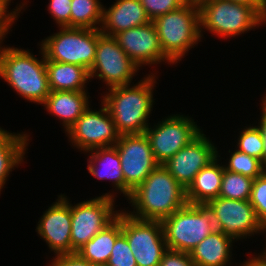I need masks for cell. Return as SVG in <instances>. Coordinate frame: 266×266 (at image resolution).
Here are the masks:
<instances>
[{"instance_id": "1", "label": "cell", "mask_w": 266, "mask_h": 266, "mask_svg": "<svg viewBox=\"0 0 266 266\" xmlns=\"http://www.w3.org/2000/svg\"><path fill=\"white\" fill-rule=\"evenodd\" d=\"M134 207L130 216L140 220L163 221L187 204L186 189L163 166L156 167L131 193Z\"/></svg>"}, {"instance_id": "2", "label": "cell", "mask_w": 266, "mask_h": 266, "mask_svg": "<svg viewBox=\"0 0 266 266\" xmlns=\"http://www.w3.org/2000/svg\"><path fill=\"white\" fill-rule=\"evenodd\" d=\"M156 75L148 74L135 85H122L109 88L102 103L108 109L120 135L141 134L148 123L153 108V90Z\"/></svg>"}, {"instance_id": "3", "label": "cell", "mask_w": 266, "mask_h": 266, "mask_svg": "<svg viewBox=\"0 0 266 266\" xmlns=\"http://www.w3.org/2000/svg\"><path fill=\"white\" fill-rule=\"evenodd\" d=\"M42 59H37L29 50L0 44V78L20 97L30 102L43 104L50 94L46 57L40 46Z\"/></svg>"}, {"instance_id": "4", "label": "cell", "mask_w": 266, "mask_h": 266, "mask_svg": "<svg viewBox=\"0 0 266 266\" xmlns=\"http://www.w3.org/2000/svg\"><path fill=\"white\" fill-rule=\"evenodd\" d=\"M153 23L163 53L173 64L181 61L200 42V11L197 6L184 4L156 18Z\"/></svg>"}, {"instance_id": "5", "label": "cell", "mask_w": 266, "mask_h": 266, "mask_svg": "<svg viewBox=\"0 0 266 266\" xmlns=\"http://www.w3.org/2000/svg\"><path fill=\"white\" fill-rule=\"evenodd\" d=\"M199 11L201 38L203 29L218 37L235 38L266 24V19L254 7L230 0H209L199 7Z\"/></svg>"}, {"instance_id": "6", "label": "cell", "mask_w": 266, "mask_h": 266, "mask_svg": "<svg viewBox=\"0 0 266 266\" xmlns=\"http://www.w3.org/2000/svg\"><path fill=\"white\" fill-rule=\"evenodd\" d=\"M162 225L167 248L187 253L216 229L206 204L187 203L165 218Z\"/></svg>"}, {"instance_id": "7", "label": "cell", "mask_w": 266, "mask_h": 266, "mask_svg": "<svg viewBox=\"0 0 266 266\" xmlns=\"http://www.w3.org/2000/svg\"><path fill=\"white\" fill-rule=\"evenodd\" d=\"M100 29L60 27L59 32L45 38L41 47L48 60L80 65L91 69Z\"/></svg>"}, {"instance_id": "8", "label": "cell", "mask_w": 266, "mask_h": 266, "mask_svg": "<svg viewBox=\"0 0 266 266\" xmlns=\"http://www.w3.org/2000/svg\"><path fill=\"white\" fill-rule=\"evenodd\" d=\"M114 195L108 192L74 206L71 204L72 253L77 252L117 217L119 212L114 211Z\"/></svg>"}, {"instance_id": "9", "label": "cell", "mask_w": 266, "mask_h": 266, "mask_svg": "<svg viewBox=\"0 0 266 266\" xmlns=\"http://www.w3.org/2000/svg\"><path fill=\"white\" fill-rule=\"evenodd\" d=\"M122 234L129 243L137 266H159L168 250L161 221L140 220L122 210Z\"/></svg>"}, {"instance_id": "10", "label": "cell", "mask_w": 266, "mask_h": 266, "mask_svg": "<svg viewBox=\"0 0 266 266\" xmlns=\"http://www.w3.org/2000/svg\"><path fill=\"white\" fill-rule=\"evenodd\" d=\"M150 127V128H149ZM202 130L188 116L173 114L162 122L148 126L145 130L154 157L159 165L164 164L184 146L195 139Z\"/></svg>"}, {"instance_id": "11", "label": "cell", "mask_w": 266, "mask_h": 266, "mask_svg": "<svg viewBox=\"0 0 266 266\" xmlns=\"http://www.w3.org/2000/svg\"><path fill=\"white\" fill-rule=\"evenodd\" d=\"M207 207L212 211L215 228L236 239H245L266 229L259 222L249 200H232L217 197Z\"/></svg>"}, {"instance_id": "12", "label": "cell", "mask_w": 266, "mask_h": 266, "mask_svg": "<svg viewBox=\"0 0 266 266\" xmlns=\"http://www.w3.org/2000/svg\"><path fill=\"white\" fill-rule=\"evenodd\" d=\"M101 105L99 111L88 107L66 131L70 143L83 152L114 146L119 140L120 134L112 116L102 102Z\"/></svg>"}, {"instance_id": "13", "label": "cell", "mask_w": 266, "mask_h": 266, "mask_svg": "<svg viewBox=\"0 0 266 266\" xmlns=\"http://www.w3.org/2000/svg\"><path fill=\"white\" fill-rule=\"evenodd\" d=\"M139 67L128 57L114 37L101 35L96 46L95 60L89 70L90 79L98 77L107 89L129 85Z\"/></svg>"}, {"instance_id": "14", "label": "cell", "mask_w": 266, "mask_h": 266, "mask_svg": "<svg viewBox=\"0 0 266 266\" xmlns=\"http://www.w3.org/2000/svg\"><path fill=\"white\" fill-rule=\"evenodd\" d=\"M114 146L120 155L125 183L132 190L159 166L145 133L120 135Z\"/></svg>"}, {"instance_id": "15", "label": "cell", "mask_w": 266, "mask_h": 266, "mask_svg": "<svg viewBox=\"0 0 266 266\" xmlns=\"http://www.w3.org/2000/svg\"><path fill=\"white\" fill-rule=\"evenodd\" d=\"M213 144L202 131L162 165L187 189L203 167L220 157L217 147Z\"/></svg>"}, {"instance_id": "16", "label": "cell", "mask_w": 266, "mask_h": 266, "mask_svg": "<svg viewBox=\"0 0 266 266\" xmlns=\"http://www.w3.org/2000/svg\"><path fill=\"white\" fill-rule=\"evenodd\" d=\"M114 38L139 68L143 65L151 66L165 61L168 65L173 64L163 53L153 21L119 32Z\"/></svg>"}, {"instance_id": "17", "label": "cell", "mask_w": 266, "mask_h": 266, "mask_svg": "<svg viewBox=\"0 0 266 266\" xmlns=\"http://www.w3.org/2000/svg\"><path fill=\"white\" fill-rule=\"evenodd\" d=\"M53 203L38 221L36 231L55 256L72 253L71 204L63 194Z\"/></svg>"}, {"instance_id": "18", "label": "cell", "mask_w": 266, "mask_h": 266, "mask_svg": "<svg viewBox=\"0 0 266 266\" xmlns=\"http://www.w3.org/2000/svg\"><path fill=\"white\" fill-rule=\"evenodd\" d=\"M151 22L139 0H116L108 9L103 7L100 31L114 37L119 32Z\"/></svg>"}, {"instance_id": "19", "label": "cell", "mask_w": 266, "mask_h": 266, "mask_svg": "<svg viewBox=\"0 0 266 266\" xmlns=\"http://www.w3.org/2000/svg\"><path fill=\"white\" fill-rule=\"evenodd\" d=\"M86 153H91L88 161V172L100 180H110L115 189L128 199L132 189L125 183L121 169L120 155L115 146L96 148Z\"/></svg>"}, {"instance_id": "20", "label": "cell", "mask_w": 266, "mask_h": 266, "mask_svg": "<svg viewBox=\"0 0 266 266\" xmlns=\"http://www.w3.org/2000/svg\"><path fill=\"white\" fill-rule=\"evenodd\" d=\"M87 91H50L43 103L49 114L58 117L67 131L89 107Z\"/></svg>"}, {"instance_id": "21", "label": "cell", "mask_w": 266, "mask_h": 266, "mask_svg": "<svg viewBox=\"0 0 266 266\" xmlns=\"http://www.w3.org/2000/svg\"><path fill=\"white\" fill-rule=\"evenodd\" d=\"M233 241L234 238L215 229L189 254L195 266H227L232 259Z\"/></svg>"}, {"instance_id": "22", "label": "cell", "mask_w": 266, "mask_h": 266, "mask_svg": "<svg viewBox=\"0 0 266 266\" xmlns=\"http://www.w3.org/2000/svg\"><path fill=\"white\" fill-rule=\"evenodd\" d=\"M219 161L217 157L195 175L193 182L186 189L187 203L207 204L219 197L224 172V165L218 164Z\"/></svg>"}, {"instance_id": "23", "label": "cell", "mask_w": 266, "mask_h": 266, "mask_svg": "<svg viewBox=\"0 0 266 266\" xmlns=\"http://www.w3.org/2000/svg\"><path fill=\"white\" fill-rule=\"evenodd\" d=\"M117 217L85 243L77 253L93 266H105L116 239L122 234V209Z\"/></svg>"}, {"instance_id": "24", "label": "cell", "mask_w": 266, "mask_h": 266, "mask_svg": "<svg viewBox=\"0 0 266 266\" xmlns=\"http://www.w3.org/2000/svg\"><path fill=\"white\" fill-rule=\"evenodd\" d=\"M46 71L50 91H86L89 71L76 64L62 63L46 58Z\"/></svg>"}, {"instance_id": "25", "label": "cell", "mask_w": 266, "mask_h": 266, "mask_svg": "<svg viewBox=\"0 0 266 266\" xmlns=\"http://www.w3.org/2000/svg\"><path fill=\"white\" fill-rule=\"evenodd\" d=\"M28 138L27 133H10L0 127V192L10 172L23 162L30 140Z\"/></svg>"}, {"instance_id": "26", "label": "cell", "mask_w": 266, "mask_h": 266, "mask_svg": "<svg viewBox=\"0 0 266 266\" xmlns=\"http://www.w3.org/2000/svg\"><path fill=\"white\" fill-rule=\"evenodd\" d=\"M71 2L70 28L100 29L104 7L100 0H71Z\"/></svg>"}, {"instance_id": "27", "label": "cell", "mask_w": 266, "mask_h": 266, "mask_svg": "<svg viewBox=\"0 0 266 266\" xmlns=\"http://www.w3.org/2000/svg\"><path fill=\"white\" fill-rule=\"evenodd\" d=\"M254 179L224 169L219 197L232 200H249Z\"/></svg>"}, {"instance_id": "28", "label": "cell", "mask_w": 266, "mask_h": 266, "mask_svg": "<svg viewBox=\"0 0 266 266\" xmlns=\"http://www.w3.org/2000/svg\"><path fill=\"white\" fill-rule=\"evenodd\" d=\"M224 169L255 179L266 171L262 161L239 150L231 152Z\"/></svg>"}, {"instance_id": "29", "label": "cell", "mask_w": 266, "mask_h": 266, "mask_svg": "<svg viewBox=\"0 0 266 266\" xmlns=\"http://www.w3.org/2000/svg\"><path fill=\"white\" fill-rule=\"evenodd\" d=\"M237 150L253 156L263 163V138L258 126H249L239 133Z\"/></svg>"}, {"instance_id": "30", "label": "cell", "mask_w": 266, "mask_h": 266, "mask_svg": "<svg viewBox=\"0 0 266 266\" xmlns=\"http://www.w3.org/2000/svg\"><path fill=\"white\" fill-rule=\"evenodd\" d=\"M249 202L254 207L259 222L266 229V171L254 179Z\"/></svg>"}, {"instance_id": "31", "label": "cell", "mask_w": 266, "mask_h": 266, "mask_svg": "<svg viewBox=\"0 0 266 266\" xmlns=\"http://www.w3.org/2000/svg\"><path fill=\"white\" fill-rule=\"evenodd\" d=\"M105 266H137L129 243L123 234L116 239Z\"/></svg>"}, {"instance_id": "32", "label": "cell", "mask_w": 266, "mask_h": 266, "mask_svg": "<svg viewBox=\"0 0 266 266\" xmlns=\"http://www.w3.org/2000/svg\"><path fill=\"white\" fill-rule=\"evenodd\" d=\"M150 19L154 21L163 14L179 9L185 3L183 0H139Z\"/></svg>"}, {"instance_id": "33", "label": "cell", "mask_w": 266, "mask_h": 266, "mask_svg": "<svg viewBox=\"0 0 266 266\" xmlns=\"http://www.w3.org/2000/svg\"><path fill=\"white\" fill-rule=\"evenodd\" d=\"M71 0H50L48 12L58 24V27L70 28Z\"/></svg>"}, {"instance_id": "34", "label": "cell", "mask_w": 266, "mask_h": 266, "mask_svg": "<svg viewBox=\"0 0 266 266\" xmlns=\"http://www.w3.org/2000/svg\"><path fill=\"white\" fill-rule=\"evenodd\" d=\"M10 3L11 0H0V44L3 42L9 30H11L12 24L17 20L21 9L26 4V2L22 3V5L16 6V9L9 12L8 6Z\"/></svg>"}, {"instance_id": "35", "label": "cell", "mask_w": 266, "mask_h": 266, "mask_svg": "<svg viewBox=\"0 0 266 266\" xmlns=\"http://www.w3.org/2000/svg\"><path fill=\"white\" fill-rule=\"evenodd\" d=\"M159 266H195V264L189 253L168 249L164 253Z\"/></svg>"}, {"instance_id": "36", "label": "cell", "mask_w": 266, "mask_h": 266, "mask_svg": "<svg viewBox=\"0 0 266 266\" xmlns=\"http://www.w3.org/2000/svg\"><path fill=\"white\" fill-rule=\"evenodd\" d=\"M51 262V264H48L49 266H93L77 252L56 255Z\"/></svg>"}, {"instance_id": "37", "label": "cell", "mask_w": 266, "mask_h": 266, "mask_svg": "<svg viewBox=\"0 0 266 266\" xmlns=\"http://www.w3.org/2000/svg\"><path fill=\"white\" fill-rule=\"evenodd\" d=\"M266 95V94H265ZM262 113L261 121L258 123V127L261 130V135L263 138L264 148H263V165L266 167V96L262 100Z\"/></svg>"}, {"instance_id": "38", "label": "cell", "mask_w": 266, "mask_h": 266, "mask_svg": "<svg viewBox=\"0 0 266 266\" xmlns=\"http://www.w3.org/2000/svg\"><path fill=\"white\" fill-rule=\"evenodd\" d=\"M254 7L266 19V0H230Z\"/></svg>"}, {"instance_id": "39", "label": "cell", "mask_w": 266, "mask_h": 266, "mask_svg": "<svg viewBox=\"0 0 266 266\" xmlns=\"http://www.w3.org/2000/svg\"><path fill=\"white\" fill-rule=\"evenodd\" d=\"M240 266H266V254L262 252L261 255L249 258Z\"/></svg>"}, {"instance_id": "40", "label": "cell", "mask_w": 266, "mask_h": 266, "mask_svg": "<svg viewBox=\"0 0 266 266\" xmlns=\"http://www.w3.org/2000/svg\"><path fill=\"white\" fill-rule=\"evenodd\" d=\"M185 4L194 5L200 7L203 3L208 2L209 0H183Z\"/></svg>"}]
</instances>
